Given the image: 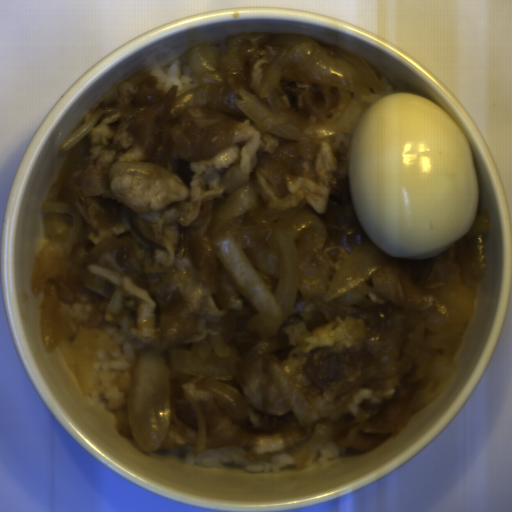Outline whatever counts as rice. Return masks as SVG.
<instances>
[{"instance_id":"obj_4","label":"rice","mask_w":512,"mask_h":512,"mask_svg":"<svg viewBox=\"0 0 512 512\" xmlns=\"http://www.w3.org/2000/svg\"><path fill=\"white\" fill-rule=\"evenodd\" d=\"M347 450L338 445L335 440H329L325 443H318L311 455L304 462V467L314 468L320 465L328 464L331 460L340 459L346 456Z\"/></svg>"},{"instance_id":"obj_2","label":"rice","mask_w":512,"mask_h":512,"mask_svg":"<svg viewBox=\"0 0 512 512\" xmlns=\"http://www.w3.org/2000/svg\"><path fill=\"white\" fill-rule=\"evenodd\" d=\"M168 455H176L190 466H205L209 468L221 467L222 463L233 462L247 472L256 473H280V469L287 466H295L296 461L290 454H277L271 461L248 459L247 451L237 446H224L204 449L201 453H195L189 446L170 448Z\"/></svg>"},{"instance_id":"obj_3","label":"rice","mask_w":512,"mask_h":512,"mask_svg":"<svg viewBox=\"0 0 512 512\" xmlns=\"http://www.w3.org/2000/svg\"><path fill=\"white\" fill-rule=\"evenodd\" d=\"M156 79V89L165 94L176 86V98L197 87L199 80L183 58H175L163 67L149 71Z\"/></svg>"},{"instance_id":"obj_1","label":"rice","mask_w":512,"mask_h":512,"mask_svg":"<svg viewBox=\"0 0 512 512\" xmlns=\"http://www.w3.org/2000/svg\"><path fill=\"white\" fill-rule=\"evenodd\" d=\"M130 326L129 319H124L116 327L97 329L114 344V350L101 348L92 353L91 386L103 395L108 407H129L135 356L146 349Z\"/></svg>"}]
</instances>
